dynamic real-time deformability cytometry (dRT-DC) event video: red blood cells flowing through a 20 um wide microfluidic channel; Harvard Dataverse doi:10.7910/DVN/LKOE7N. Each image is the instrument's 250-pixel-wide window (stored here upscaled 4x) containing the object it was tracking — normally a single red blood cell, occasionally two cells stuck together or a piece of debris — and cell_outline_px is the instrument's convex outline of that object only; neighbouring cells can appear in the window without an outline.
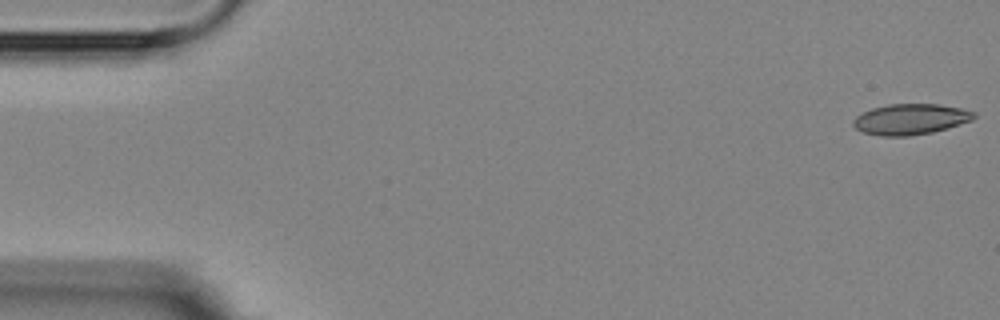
{"species": "Egyptian fruit bat (a non-hibernating species)", "species_latin": "Rousettus aegyptiacus", "temperature_condition": "room temperature", "stored_images_in_passage": 9, "camera_frame_rate_fps": 3000, "um_per_image_px": 0.085, "animal": {"sex": "female"}, "frame": {"image": 1, "passage_image": 1, "time_ms": 0.0, "image_size_px": [1000, 320], "cell_outline_px": [[976, 116], [972, 120], [960, 124], [932, 132], [908, 136], [880, 136], [864, 132], [856, 128], [852, 124], [852, 120], [856, 116], [872, 108], [888, 104], [940, 104], [960, 108], [976, 112]], "centroid_in_image_um": [77.39, 10.13], "position_along_channel_um": 7.6, "area_um2": 21.56}}
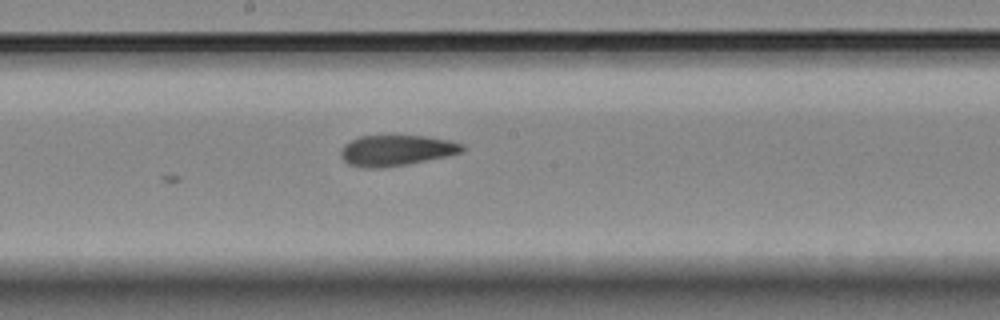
{"frame": {"image": 2, "passage_image": 9, "time_ms": 9.333, "image_size_px": [1000, 320], "cell_outline_px": [[464, 152], [448, 156], [408, 164], [384, 168], [360, 168], [348, 164], [340, 156], [340, 148], [344, 144], [360, 136], [424, 136], [452, 140], [464, 144]], "centroid_in_image_um": [33.69, 12.79], "position_along_channel_um": 214.5, "area_um2": 22.08}}